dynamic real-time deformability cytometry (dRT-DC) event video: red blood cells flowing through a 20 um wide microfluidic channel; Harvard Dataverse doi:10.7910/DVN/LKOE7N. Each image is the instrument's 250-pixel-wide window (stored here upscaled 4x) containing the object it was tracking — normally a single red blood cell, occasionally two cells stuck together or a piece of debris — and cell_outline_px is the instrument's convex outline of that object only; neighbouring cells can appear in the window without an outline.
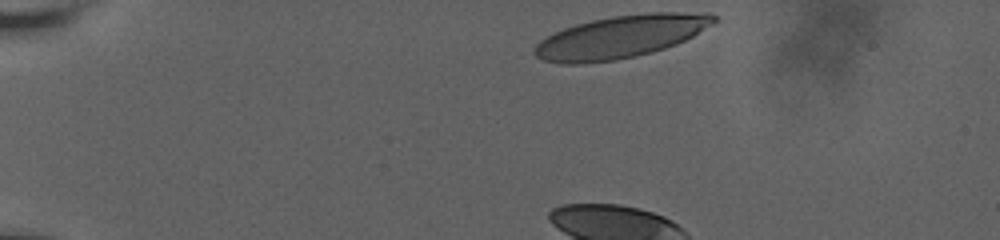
{"species": "human", "species_latin": "Homo sapiens", "temperature_condition": "room temperature", "stored_images_in_passage": 38, "camera_frame_rate_fps": 3000, "um_per_image_px": 0.085, "donor": {"sex": "male"}, "frame": {"image": 1, "passage_image": 1, "time_ms": 0.0, "image_size_px": [1000, 240], "cell_outline_px": [[720, 20], [692, 36], [676, 44], [652, 52], [636, 56], [616, 60], [584, 64], [564, 64], [544, 60], [536, 56], [532, 52], [532, 48], [540, 40], [564, 28], [576, 24], [592, 20], [612, 16], [648, 12], [708, 12], [716, 16]], "centroid_in_image_um": [52.78, 3.12], "position_along_channel_um": 32.2, "area_um2": 44.68}}